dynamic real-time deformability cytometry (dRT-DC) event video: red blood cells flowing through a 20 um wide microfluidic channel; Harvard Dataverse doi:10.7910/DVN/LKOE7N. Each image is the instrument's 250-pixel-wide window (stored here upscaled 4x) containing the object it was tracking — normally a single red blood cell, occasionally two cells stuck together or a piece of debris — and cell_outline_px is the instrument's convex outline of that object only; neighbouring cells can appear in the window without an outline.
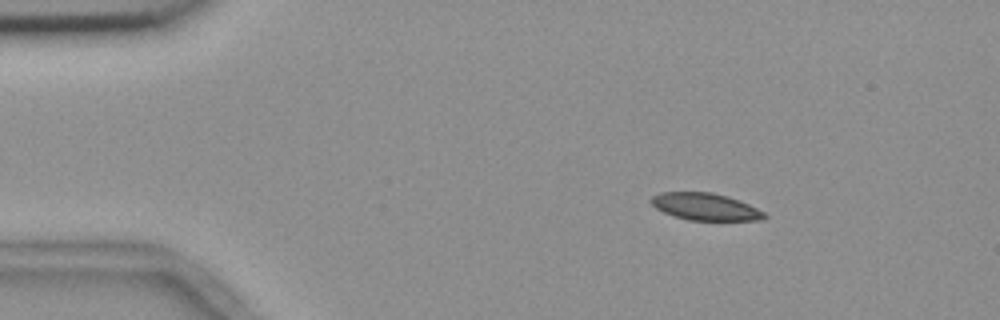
{"species": "common noctule bat (a hibernating species)", "species_latin": "Nyctalus noctula", "temperature_condition": "room temperature", "stored_images_in_passage": 48, "camera_frame_rate_fps": 3000, "um_per_image_px": 0.085, "animal": {"sex": "female", "body_mass_g": 18.4}, "frame": {"image": 1, "passage_image": 1, "time_ms": 0.0, "image_size_px": [1000, 320], "cell_outline_px": [[768, 216], [764, 220], [688, 220], [664, 212], [656, 208], [652, 204], [652, 196], [660, 192], [712, 192], [728, 196], [740, 200], [764, 212]], "centroid_in_image_um": [59.99, 17.56], "position_along_channel_um": 25.0, "area_um2": 17.8}}
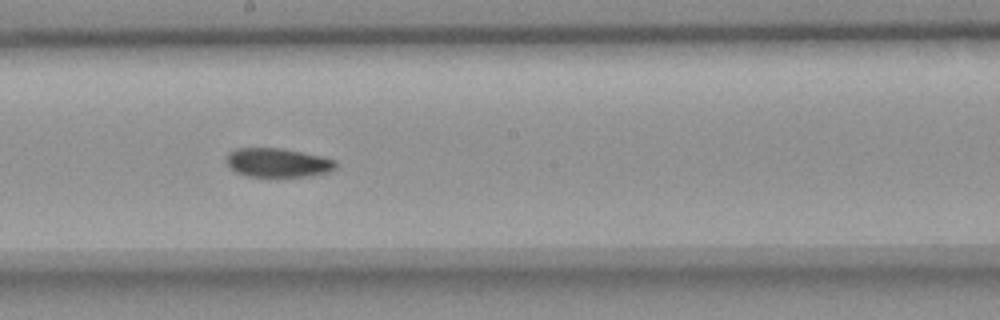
{"frame": {"image": 2, "passage_image": 23, "time_ms": 7.333, "image_size_px": [1000, 320], "cell_outline_px": [[336, 168], [328, 172], [312, 176], [276, 180], [272, 180], [248, 176], [236, 172], [224, 160], [228, 152], [236, 148], [280, 148], [320, 156], [336, 160]], "centroid_in_image_um": [23.59, 13.88], "position_along_channel_um": 224.6, "area_um2": 19.36}}
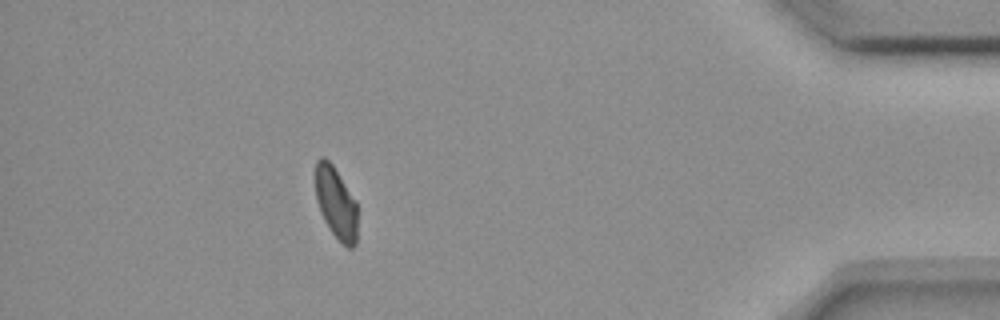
{"frame": {"image": 3, "passage_image": 42, "time_ms": 13.667, "image_size_px": [1000, 320], "cell_outline_px": [[356, 244], [352, 248], [348, 248], [332, 232], [324, 220], [320, 212], [316, 200], [316, 160], [320, 156], [324, 156], [332, 164], [356, 200]], "centroid_in_image_um": [28.55, 17.22], "position_along_channel_um": 406.7, "area_um2": 17.4}, "authors_computed_cell_mechanics": {"area_um2": 19.1318, "velocity_mm_per_s": 3.6656, "shape_relaxation_time_tau1_ms": null, "shape_relaxation_time_tau2_ms": 7.4516, "deformation_change_tau1": null, "deformation_change_tau2": 0.0881}}